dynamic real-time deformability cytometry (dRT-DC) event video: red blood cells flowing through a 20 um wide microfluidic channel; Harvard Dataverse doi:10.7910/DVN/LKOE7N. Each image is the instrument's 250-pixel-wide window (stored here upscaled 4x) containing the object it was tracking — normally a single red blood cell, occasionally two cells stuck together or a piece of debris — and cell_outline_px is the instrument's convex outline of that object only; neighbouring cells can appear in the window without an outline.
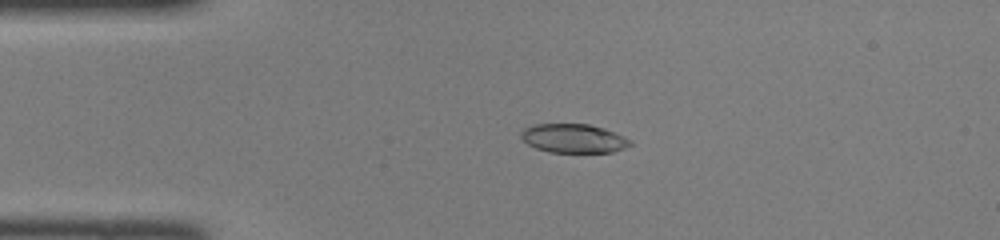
{"species": "common noctule bat (a hibernating species)", "species_latin": "Nyctalus noctula", "temperature_condition": "room temperature", "stored_images_in_passage": 45, "camera_frame_rate_fps": 3000, "um_per_image_px": 0.085, "animal": {"sex": "female", "body_mass_g": 22.0, "forearm_length_mm": 56.7}, "frame": {"image": 1, "passage_image": 9, "time_ms": 2.667, "image_size_px": [1000, 240], "cell_outline_px": [[632, 144], [624, 148], [612, 152], [548, 152], [536, 148], [528, 144], [520, 136], [520, 132], [524, 128], [536, 124], [588, 124], [604, 128], [624, 136], [632, 140]], "centroid_in_image_um": [48.76, 11.76], "position_along_channel_um": 36.2, "area_um2": 18.38}}
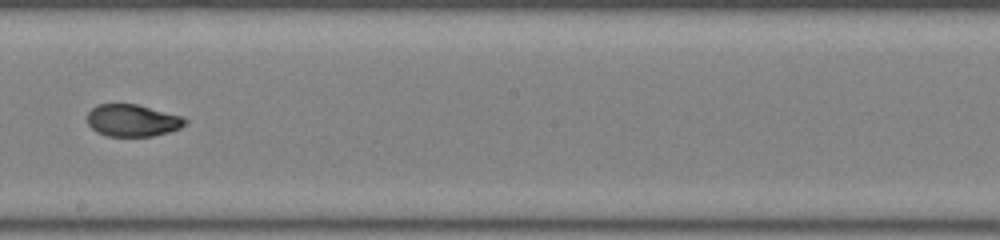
{"frame": {"image": 2, "passage_image": 25, "time_ms": 8.0, "image_size_px": [1000, 240], "cell_outline_px": [[188, 120], [180, 128], [168, 132], [152, 136], [108, 136], [96, 132], [88, 124], [88, 112], [96, 104], [136, 104], [180, 116]], "centroid_in_image_um": [11.23, 10.24], "position_along_channel_um": 237.0, "area_um2": 18.09}}
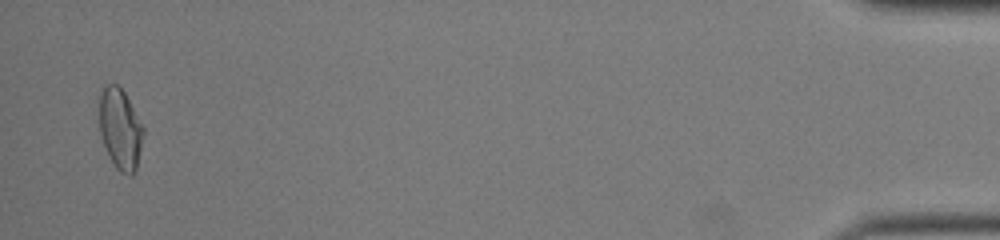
{"frame": {"image": 3, "passage_image": 44, "time_ms": 14.333, "image_size_px": [1000, 240], "cell_outline_px": [[144, 136], [136, 168], [132, 176], [128, 176], [120, 172], [116, 168], [104, 144], [100, 132], [100, 92], [104, 84], [116, 84], [124, 92], [144, 128]], "centroid_in_image_um": [10.23, 10.96], "position_along_channel_um": 425.0, "area_um2": 20.52}}